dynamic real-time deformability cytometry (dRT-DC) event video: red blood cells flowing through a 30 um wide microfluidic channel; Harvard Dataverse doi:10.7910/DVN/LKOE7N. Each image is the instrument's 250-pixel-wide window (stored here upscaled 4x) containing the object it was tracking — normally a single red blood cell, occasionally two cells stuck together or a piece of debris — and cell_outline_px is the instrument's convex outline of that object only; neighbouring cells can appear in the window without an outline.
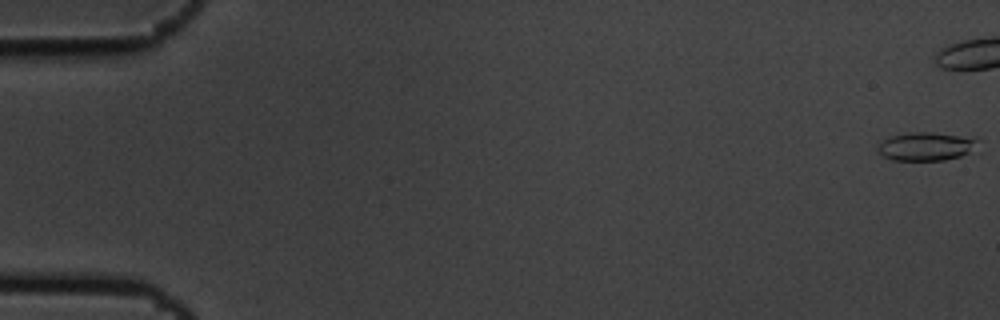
{"species": "common noctule bat (a hibernating species)", "species_latin": "Nyctalus noctula", "temperature_condition": "cold", "stored_images_in_passage": 8, "camera_frame_rate_fps": 3000, "um_per_image_px": 0.085, "animal": {"sex": "male", "body_mass_g": 19.5, "forearm_length_mm": 54.6}, "frame": {"image": 1, "passage_image": 1, "time_ms": 0.0, "image_size_px": [1000, 320], "cell_outline_px": [[980, 136], [968, 152], [960, 156], [944, 160], [892, 160], [884, 156], [880, 152], [880, 144], [884, 140], [892, 136], [912, 132], [932, 132]], "centroid_in_image_um": [78.78, 12.42], "position_along_channel_um": 6.2, "area_um2": 16.36}}
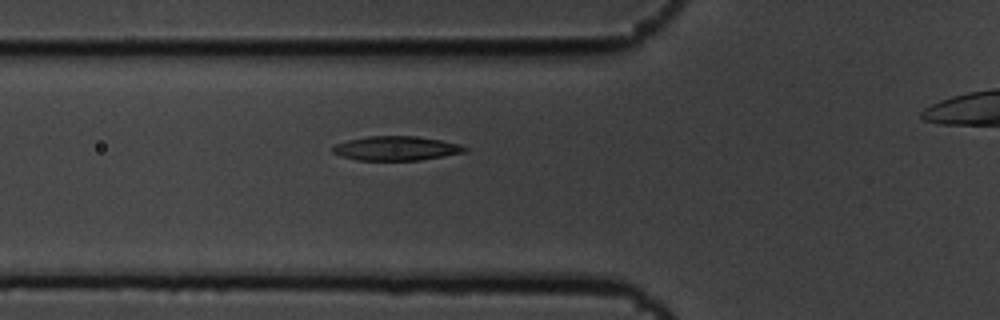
{"frame": {"image": 2, "passage_image": 7, "time_ms": 2.0, "image_size_px": [1000, 320], "cell_outline_px": [[468, 152], [420, 160], [356, 160], [340, 156], [332, 152], [332, 148], [336, 144], [348, 140], [368, 136], [416, 136], [440, 140], [460, 144], [468, 148]], "centroid_in_image_um": [33.7, 12.61], "position_along_channel_um": 92.1, "area_um2": 18.73}}